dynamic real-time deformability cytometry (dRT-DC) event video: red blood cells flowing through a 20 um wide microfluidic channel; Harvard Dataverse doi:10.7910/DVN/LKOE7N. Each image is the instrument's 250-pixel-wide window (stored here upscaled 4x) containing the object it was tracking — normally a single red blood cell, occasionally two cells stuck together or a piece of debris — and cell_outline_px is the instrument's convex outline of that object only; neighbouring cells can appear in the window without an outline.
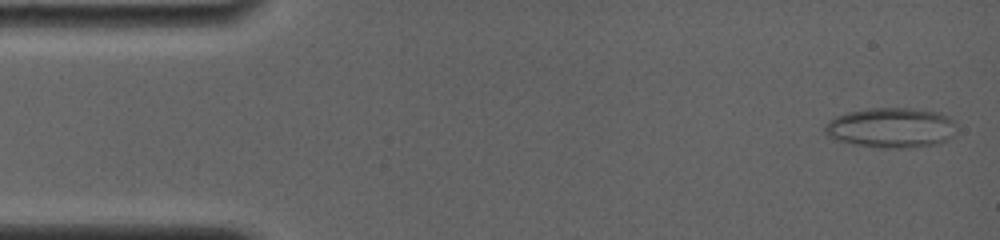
{"species": "common noctule bat (a hibernating species)", "species_latin": "Nyctalus noctula", "temperature_condition": "room temperature", "stored_images_in_passage": 66, "camera_frame_rate_fps": 4000, "um_per_image_px": 0.085, "animal": {"sex": "female", "body_mass_g": 19.0, "forearm_length_mm": 56.7}, "frame": {"image": 1, "passage_image": 2, "time_ms": 0.25, "image_size_px": [1000, 240], "cell_outline_px": [[952, 136], [948, 140], [936, 144], [908, 148], [880, 148], [856, 144], [836, 140], [828, 136], [824, 132], [824, 128], [828, 120], [836, 116], [848, 112], [868, 108], [912, 108], [940, 112], [948, 116], [952, 120]], "centroid_in_image_um": [75.71, 10.85], "position_along_channel_um": 9.3, "area_um2": 30.69}}
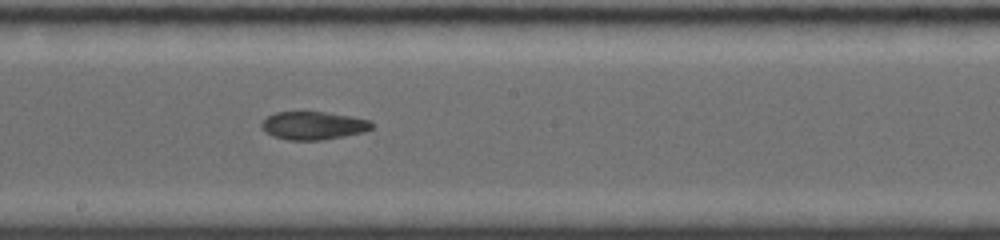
{"frame": {"image": 2, "passage_image": 36, "time_ms": 8.75, "image_size_px": [1000, 240], "cell_outline_px": [[372, 128], [364, 132], [324, 140], [288, 140], [272, 136], [264, 132], [260, 124], [268, 116], [276, 112], [324, 112], [352, 116], [372, 120]], "centroid_in_image_um": [26.64, 10.68], "position_along_channel_um": 221.6, "area_um2": 18.15}}
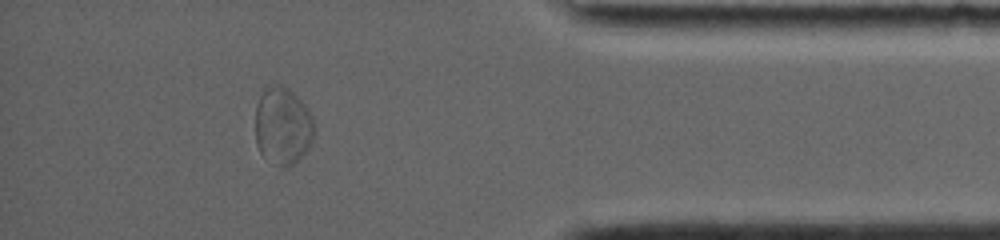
{"frame": {"image": 3, "passage_image": 58, "time_ms": 14.25, "image_size_px": [1000, 240], "cell_outline_px": [[316, 128], [312, 140], [304, 152], [292, 164], [284, 168], [264, 156], [260, 152], [256, 144], [256, 104], [264, 88], [272, 84], [280, 84], [288, 88], [304, 104], [312, 116]], "centroid_in_image_um": [24.03, 10.66], "position_along_channel_um": 411.2, "area_um2": 26.41}, "authors_computed_cell_mechanics": {"area_um2": 20.808, "velocity_mm_per_s": 3.8212, "shape_relaxation_time_tau1_ms": null, "shape_relaxation_time_tau2_ms": 2.2072, "deformation_change_tau1": null, "deformation_change_tau2": 0.0676}}